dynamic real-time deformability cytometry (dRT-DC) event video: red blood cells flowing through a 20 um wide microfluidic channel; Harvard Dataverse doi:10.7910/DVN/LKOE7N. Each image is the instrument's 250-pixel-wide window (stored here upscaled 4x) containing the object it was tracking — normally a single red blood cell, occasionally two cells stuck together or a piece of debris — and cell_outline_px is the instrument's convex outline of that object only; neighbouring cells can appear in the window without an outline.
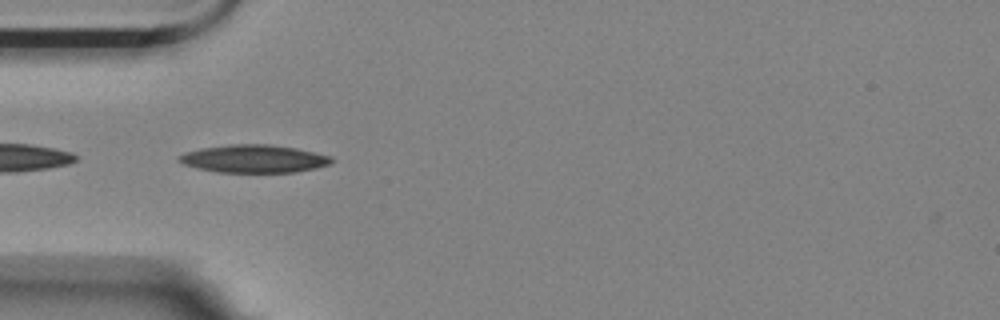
{"species": "Egyptian fruit bat (a non-hibernating species)", "species_latin": "Rousettus aegyptiacus", "temperature_condition": "room temperature", "stored_images_in_passage": 18, "camera_frame_rate_fps": 3000, "um_per_image_px": 0.085, "animal": {"sex": "female"}, "frame": {"image": 1, "passage_image": 1, "time_ms": 0.0, "image_size_px": [1000, 320], "cell_outline_px": [[336, 160], [332, 164], [316, 168], [296, 172], [216, 172], [196, 168], [184, 164], [176, 160], [176, 156], [184, 152], [200, 148], [232, 144], [268, 144], [296, 148], [316, 152], [332, 156]], "centroid_in_image_um": [21.59, 13.49], "position_along_channel_um": 63.4, "area_um2": 25.14}}
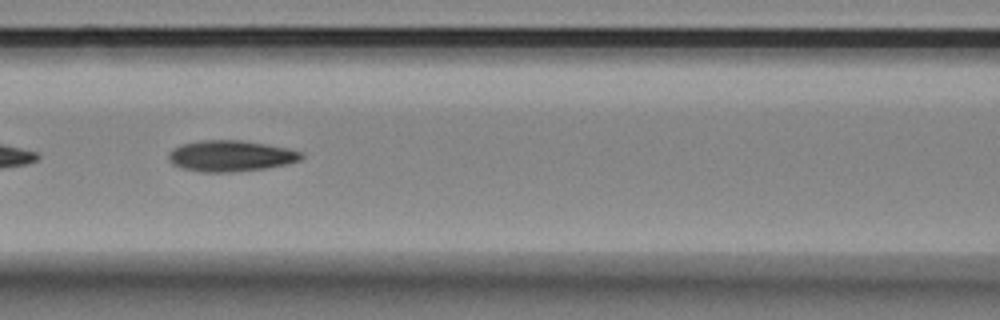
{"frame": {"image": 2, "passage_image": 8, "time_ms": 2.333, "image_size_px": [1000, 320], "cell_outline_px": [[304, 156], [300, 160], [288, 164], [264, 168], [232, 172], [200, 172], [180, 168], [172, 164], [168, 160], [168, 152], [172, 148], [184, 144], [200, 140], [240, 140], [264, 144], [304, 152]], "centroid_in_image_um": [19.57, 13.26], "position_along_channel_um": 147.0, "area_um2": 24.04}}
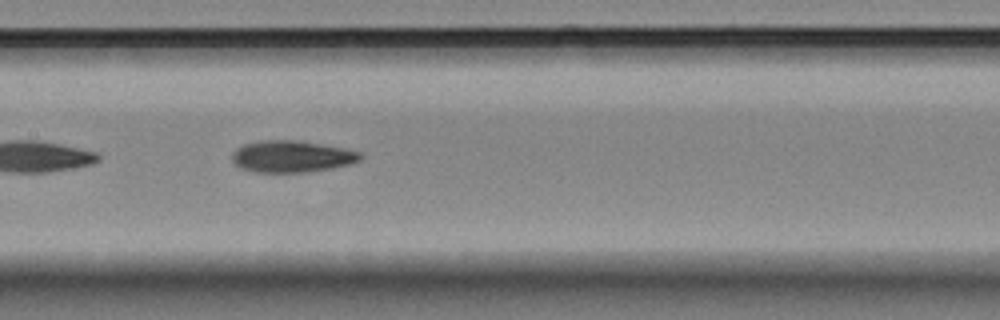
{"frame": {"image": 3, "passage_image": 11, "time_ms": 3.333, "image_size_px": [1000, 320], "cell_outline_px": [[364, 156], [360, 160], [348, 164], [332, 168], [304, 172], [256, 172], [240, 168], [232, 160], [232, 152], [236, 148], [244, 144], [260, 140], [296, 140], [344, 148], [364, 152]], "centroid_in_image_um": [24.8, 13.29], "position_along_channel_um": 182.6, "area_um2": 23.76}}